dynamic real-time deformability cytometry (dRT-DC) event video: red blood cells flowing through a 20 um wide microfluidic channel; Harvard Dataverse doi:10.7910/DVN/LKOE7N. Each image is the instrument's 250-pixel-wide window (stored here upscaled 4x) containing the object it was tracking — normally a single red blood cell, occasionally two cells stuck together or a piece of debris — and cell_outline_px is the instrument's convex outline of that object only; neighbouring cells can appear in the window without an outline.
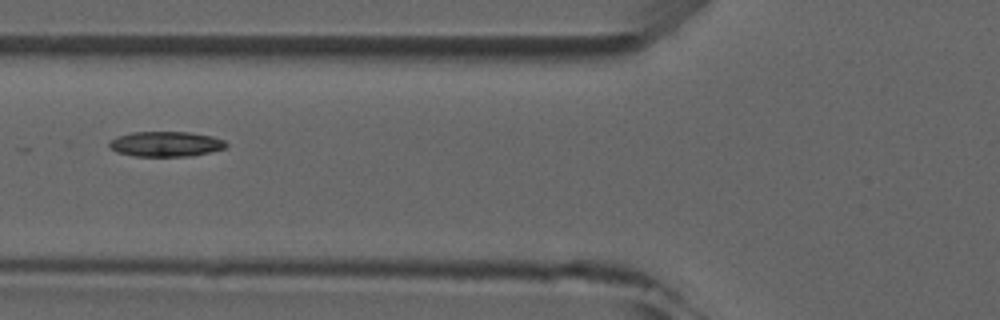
{"species": "common noctule bat (a hibernating species)", "species_latin": "Nyctalus noctula", "temperature_condition": "room temperature", "stored_images_in_passage": 3, "camera_frame_rate_fps": 3000, "um_per_image_px": 0.085, "animal": {"sex": "male", "forearm_length_mm": 52.5}, "frame": {"image": 1, "passage_image": 3, "time_ms": 2.333, "image_size_px": [1000, 320], "cell_outline_px": [[228, 144], [224, 148], [212, 152], [192, 156], [136, 156], [116, 152], [108, 148], [108, 144], [116, 136], [132, 132], [188, 132], [212, 136], [224, 140]], "centroid_in_image_um": [14.08, 12.24], "position_along_channel_um": 111.7, "area_um2": 17.22}}